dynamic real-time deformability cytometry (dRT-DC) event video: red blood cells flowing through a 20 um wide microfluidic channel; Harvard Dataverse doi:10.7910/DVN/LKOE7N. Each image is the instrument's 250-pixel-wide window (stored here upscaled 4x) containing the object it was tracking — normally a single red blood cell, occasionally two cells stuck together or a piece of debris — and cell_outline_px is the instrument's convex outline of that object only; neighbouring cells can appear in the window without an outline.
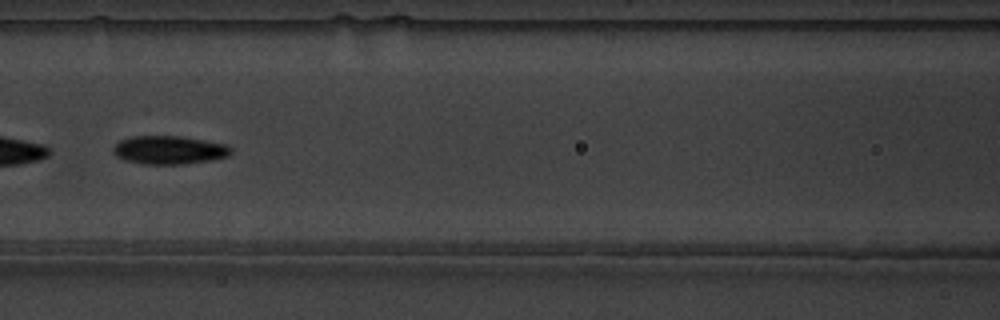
{"species": "common noctule bat (a hibernating species)", "species_latin": "Nyctalus noctula", "temperature_condition": "warm", "stored_images_in_passage": 8, "camera_frame_rate_fps": 3000, "um_per_image_px": 0.085, "animal": {"sex": "male", "body_mass_g": 19.5, "forearm_length_mm": 54.6}, "frame": {"image": 1, "passage_image": 7, "time_ms": 2.0, "image_size_px": [1000, 320], "cell_outline_px": [[232, 152], [228, 156], [212, 160], [184, 164], [144, 164], [124, 160], [116, 156], [112, 152], [112, 148], [120, 140], [132, 136], [180, 136], [228, 144], [232, 148]], "centroid_in_image_um": [14.39, 12.75], "position_along_channel_um": 152.2, "area_um2": 19.65}}
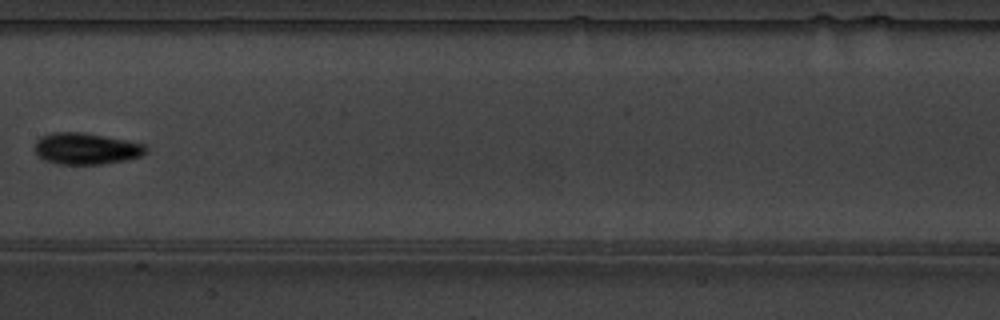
{"frame": {"image": 2, "passage_image": 8, "time_ms": 2.333, "image_size_px": [1000, 320], "cell_outline_px": [[148, 152], [140, 156], [124, 160], [100, 164], [56, 164], [44, 160], [36, 156], [32, 148], [36, 140], [40, 136], [52, 132], [84, 132], [128, 140], [144, 144], [148, 148]], "centroid_in_image_um": [7.26, 12.62], "position_along_channel_um": 200.1, "area_um2": 20.81}}